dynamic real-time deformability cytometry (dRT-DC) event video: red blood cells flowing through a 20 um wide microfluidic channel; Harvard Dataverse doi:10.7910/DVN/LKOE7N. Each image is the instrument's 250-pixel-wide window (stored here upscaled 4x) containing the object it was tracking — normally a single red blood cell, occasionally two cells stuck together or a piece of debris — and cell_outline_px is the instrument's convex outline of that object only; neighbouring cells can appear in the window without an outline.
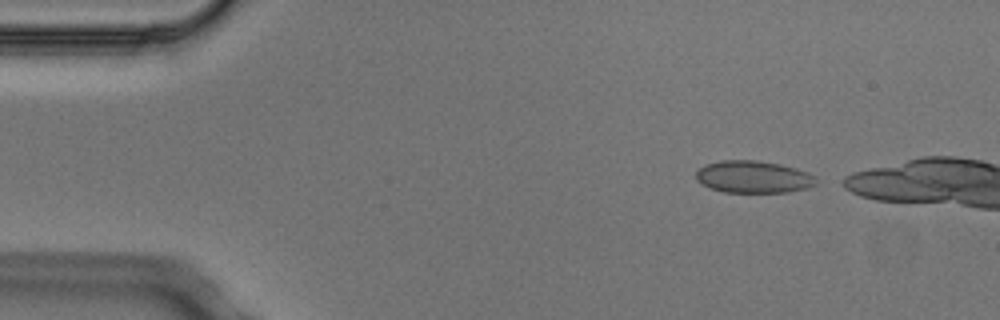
{"species": "Egyptian fruit bat (a non-hibernating species)", "species_latin": "Rousettus aegyptiacus", "temperature_condition": "cold", "stored_images_in_passage": 3, "camera_frame_rate_fps": 3000, "um_per_image_px": 0.085, "animal": {"sex": "male"}, "frame": {"image": 1, "passage_image": 1, "time_ms": 0.0, "image_size_px": [1000, 320], "cell_outline_px": [[816, 184], [808, 188], [788, 192], [724, 192], [708, 188], [700, 184], [696, 180], [696, 172], [704, 164], [720, 160], [756, 160], [780, 164], [796, 168], [808, 172], [816, 180]], "centroid_in_image_um": [63.99, 15.03], "position_along_channel_um": 21.0, "area_um2": 22.72}}